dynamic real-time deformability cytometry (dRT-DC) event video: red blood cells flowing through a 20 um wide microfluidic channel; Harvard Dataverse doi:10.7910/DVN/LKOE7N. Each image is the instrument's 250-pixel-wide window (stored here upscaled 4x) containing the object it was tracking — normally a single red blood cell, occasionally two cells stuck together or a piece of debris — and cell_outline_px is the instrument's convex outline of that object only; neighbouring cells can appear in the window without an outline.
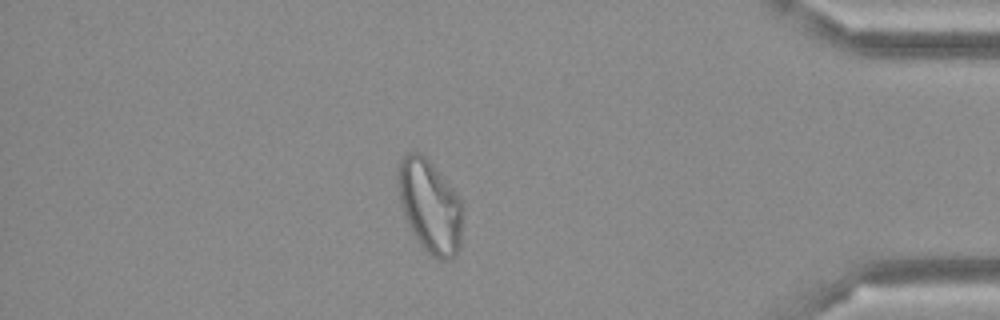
{"species": "Egyptian fruit bat (a non-hibernating species)", "species_latin": "Rousettus aegyptiacus", "temperature_condition": "cold", "stored_images_in_passage": 49, "camera_frame_rate_fps": 3000, "um_per_image_px": 0.085, "frame": {"image": 1, "passage_image": 42, "time_ms": 13.667, "image_size_px": [1000, 320], "cell_outline_px": [[460, 248], [448, 260], [440, 260], [432, 256], [420, 244], [412, 232], [408, 224], [400, 204], [396, 184], [396, 168], [400, 160], [408, 152], [420, 152], [432, 164], [456, 192], [460, 200]], "centroid_in_image_um": [36.47, 17.48], "position_along_channel_um": 398.7, "area_um2": 34.8}}